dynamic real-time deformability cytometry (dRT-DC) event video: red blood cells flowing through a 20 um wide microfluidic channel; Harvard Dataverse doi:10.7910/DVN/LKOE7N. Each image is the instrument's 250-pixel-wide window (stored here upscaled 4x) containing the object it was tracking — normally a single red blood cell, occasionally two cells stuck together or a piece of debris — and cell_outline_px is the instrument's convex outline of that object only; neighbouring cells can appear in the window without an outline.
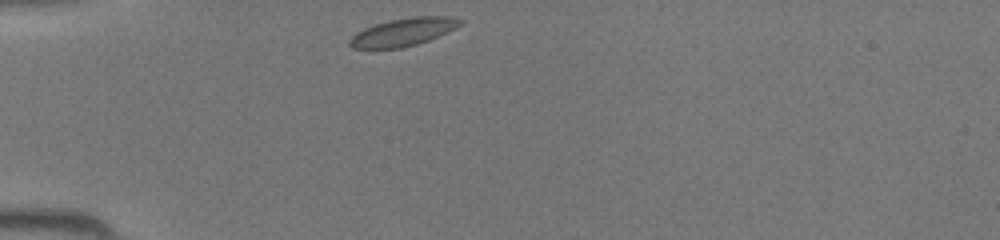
{"species": "common noctule bat (a hibernating species)", "species_latin": "Nyctalus noctula", "temperature_condition": "room temperature", "stored_images_in_passage": 33, "camera_frame_rate_fps": 3000, "um_per_image_px": 0.085, "animal": {"sex": "female", "body_mass_g": 19.5, "forearm_length_mm": 54.1}, "frame": {"image": 1, "passage_image": 1, "time_ms": 0.0, "image_size_px": [1000, 240], "cell_outline_px": [[464, 24], [456, 28], [428, 40], [416, 44], [400, 48], [352, 48], [348, 44], [348, 40], [356, 32], [364, 28], [376, 24], [392, 20], [416, 16], [448, 16], [464, 20]], "centroid_in_image_um": [34.29, 2.72], "position_along_channel_um": 50.7, "area_um2": 17.8}}
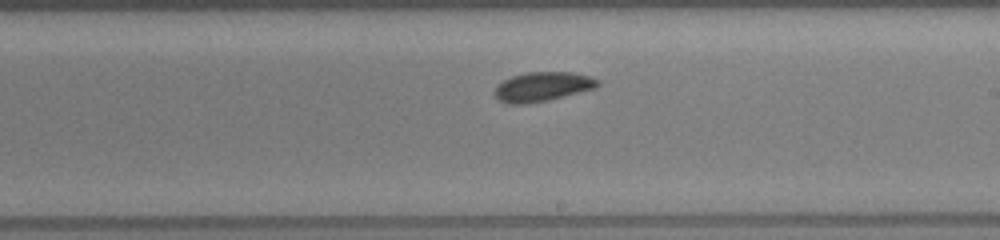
{"frame": {"image": 2, "passage_image": 15, "time_ms": 4.667, "image_size_px": [1000, 240], "cell_outline_px": [[600, 84], [596, 88], [548, 100], [524, 104], [508, 104], [500, 100], [492, 92], [496, 84], [512, 76], [528, 72], [572, 72], [592, 76], [600, 80]], "centroid_in_image_um": [46.12, 7.36], "position_along_channel_um": 242.9, "area_um2": 17.8}}
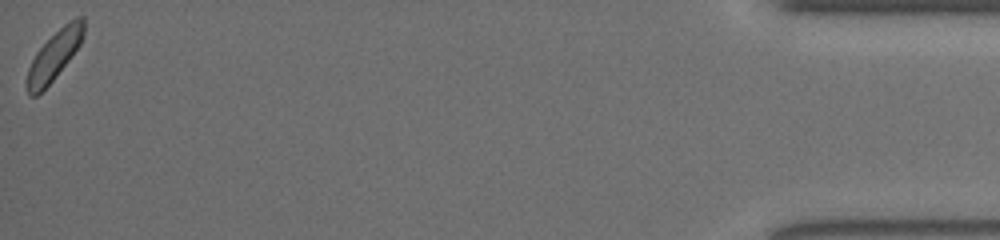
{"frame": {"image": 3, "passage_image": 33, "time_ms": 10.667, "image_size_px": [1000, 240], "cell_outline_px": [[84, 36], [80, 44], [68, 60], [52, 80], [36, 96], [28, 96], [28, 68], [36, 52], [64, 24], [76, 16], [84, 16]], "centroid_in_image_um": [4.64, 4.66], "position_along_channel_um": 430.6, "area_um2": 15.66}}